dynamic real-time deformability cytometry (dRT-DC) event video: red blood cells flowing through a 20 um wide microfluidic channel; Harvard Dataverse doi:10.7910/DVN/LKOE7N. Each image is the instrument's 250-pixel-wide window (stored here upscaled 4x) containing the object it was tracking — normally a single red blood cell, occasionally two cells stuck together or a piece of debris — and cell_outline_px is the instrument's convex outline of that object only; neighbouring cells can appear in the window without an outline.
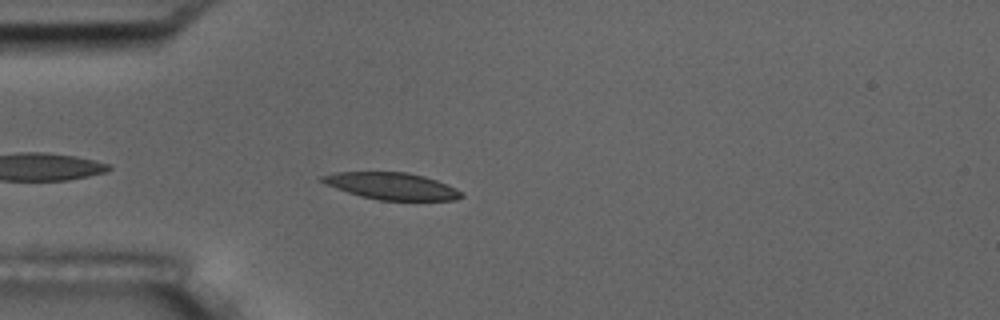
{"species": "common noctule bat (a hibernating species)", "species_latin": "Nyctalus noctula", "temperature_condition": "room temperature", "stored_images_in_passage": 4, "camera_frame_rate_fps": 3000, "um_per_image_px": 0.085, "animal": {"sex": "male", "body_mass_g": 17.5, "forearm_length_mm": 52.3}, "frame": {"image": 1, "passage_image": 4, "time_ms": 3.333, "image_size_px": [1000, 320], "cell_outline_px": [[464, 196], [456, 200], [380, 200], [360, 196], [336, 188], [320, 180], [320, 176], [336, 172], [408, 172], [424, 176], [448, 184], [464, 192]], "centroid_in_image_um": [33.35, 15.81], "position_along_channel_um": 51.6, "area_um2": 21.79}}